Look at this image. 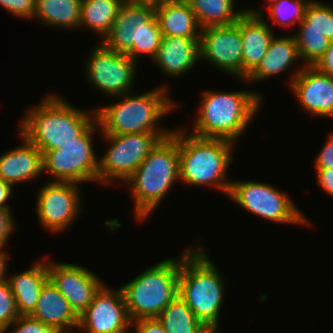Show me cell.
Here are the masks:
<instances>
[{
  "instance_id": "44dd1931",
  "label": "cell",
  "mask_w": 333,
  "mask_h": 333,
  "mask_svg": "<svg viewBox=\"0 0 333 333\" xmlns=\"http://www.w3.org/2000/svg\"><path fill=\"white\" fill-rule=\"evenodd\" d=\"M21 138L23 146L0 156V179L12 186L43 173L42 152L22 135Z\"/></svg>"
},
{
  "instance_id": "83f0119b",
  "label": "cell",
  "mask_w": 333,
  "mask_h": 333,
  "mask_svg": "<svg viewBox=\"0 0 333 333\" xmlns=\"http://www.w3.org/2000/svg\"><path fill=\"white\" fill-rule=\"evenodd\" d=\"M125 0H82L79 27L86 25L104 38Z\"/></svg>"
},
{
  "instance_id": "b9f144b4",
  "label": "cell",
  "mask_w": 333,
  "mask_h": 333,
  "mask_svg": "<svg viewBox=\"0 0 333 333\" xmlns=\"http://www.w3.org/2000/svg\"><path fill=\"white\" fill-rule=\"evenodd\" d=\"M129 2H140V3H152V4H157L159 2H162L163 0H125Z\"/></svg>"
},
{
  "instance_id": "e0dca14e",
  "label": "cell",
  "mask_w": 333,
  "mask_h": 333,
  "mask_svg": "<svg viewBox=\"0 0 333 333\" xmlns=\"http://www.w3.org/2000/svg\"><path fill=\"white\" fill-rule=\"evenodd\" d=\"M290 87L299 103L317 116H333V77L314 66H303L290 79Z\"/></svg>"
},
{
  "instance_id": "74e56055",
  "label": "cell",
  "mask_w": 333,
  "mask_h": 333,
  "mask_svg": "<svg viewBox=\"0 0 333 333\" xmlns=\"http://www.w3.org/2000/svg\"><path fill=\"white\" fill-rule=\"evenodd\" d=\"M314 67L320 72L333 77V41L330 42L325 54L319 59Z\"/></svg>"
},
{
  "instance_id": "9c48e42d",
  "label": "cell",
  "mask_w": 333,
  "mask_h": 333,
  "mask_svg": "<svg viewBox=\"0 0 333 333\" xmlns=\"http://www.w3.org/2000/svg\"><path fill=\"white\" fill-rule=\"evenodd\" d=\"M96 125L97 120L76 141L42 153L43 172L49 173L53 182L98 181L99 160L91 142Z\"/></svg>"
},
{
  "instance_id": "3957f363",
  "label": "cell",
  "mask_w": 333,
  "mask_h": 333,
  "mask_svg": "<svg viewBox=\"0 0 333 333\" xmlns=\"http://www.w3.org/2000/svg\"><path fill=\"white\" fill-rule=\"evenodd\" d=\"M182 256L178 295L207 329L218 333L225 282L202 249L189 248Z\"/></svg>"
},
{
  "instance_id": "6da1fadb",
  "label": "cell",
  "mask_w": 333,
  "mask_h": 333,
  "mask_svg": "<svg viewBox=\"0 0 333 333\" xmlns=\"http://www.w3.org/2000/svg\"><path fill=\"white\" fill-rule=\"evenodd\" d=\"M27 112L20 134L42 153L76 141L96 120V110L80 111L57 95H48Z\"/></svg>"
},
{
  "instance_id": "2e32d148",
  "label": "cell",
  "mask_w": 333,
  "mask_h": 333,
  "mask_svg": "<svg viewBox=\"0 0 333 333\" xmlns=\"http://www.w3.org/2000/svg\"><path fill=\"white\" fill-rule=\"evenodd\" d=\"M48 279L80 316L104 285L87 268L68 263H47Z\"/></svg>"
},
{
  "instance_id": "4fadbf2b",
  "label": "cell",
  "mask_w": 333,
  "mask_h": 333,
  "mask_svg": "<svg viewBox=\"0 0 333 333\" xmlns=\"http://www.w3.org/2000/svg\"><path fill=\"white\" fill-rule=\"evenodd\" d=\"M199 35V58L243 79L240 18L232 25L205 27Z\"/></svg>"
},
{
  "instance_id": "ac0fdd59",
  "label": "cell",
  "mask_w": 333,
  "mask_h": 333,
  "mask_svg": "<svg viewBox=\"0 0 333 333\" xmlns=\"http://www.w3.org/2000/svg\"><path fill=\"white\" fill-rule=\"evenodd\" d=\"M240 17V32L243 46V79L258 66L265 56L271 40L272 29L263 20L260 11L244 10Z\"/></svg>"
},
{
  "instance_id": "8fae6325",
  "label": "cell",
  "mask_w": 333,
  "mask_h": 333,
  "mask_svg": "<svg viewBox=\"0 0 333 333\" xmlns=\"http://www.w3.org/2000/svg\"><path fill=\"white\" fill-rule=\"evenodd\" d=\"M228 196L254 215L276 223L309 224L294 202L272 185L254 181H231Z\"/></svg>"
},
{
  "instance_id": "cb8c5ba5",
  "label": "cell",
  "mask_w": 333,
  "mask_h": 333,
  "mask_svg": "<svg viewBox=\"0 0 333 333\" xmlns=\"http://www.w3.org/2000/svg\"><path fill=\"white\" fill-rule=\"evenodd\" d=\"M300 59L295 36L273 38L265 56L258 66L246 77L248 82L261 81L280 74L289 68L295 60Z\"/></svg>"
},
{
  "instance_id": "7402d4cb",
  "label": "cell",
  "mask_w": 333,
  "mask_h": 333,
  "mask_svg": "<svg viewBox=\"0 0 333 333\" xmlns=\"http://www.w3.org/2000/svg\"><path fill=\"white\" fill-rule=\"evenodd\" d=\"M154 7L162 36L199 38L201 26L187 0H163Z\"/></svg>"
},
{
  "instance_id": "7c38bea8",
  "label": "cell",
  "mask_w": 333,
  "mask_h": 333,
  "mask_svg": "<svg viewBox=\"0 0 333 333\" xmlns=\"http://www.w3.org/2000/svg\"><path fill=\"white\" fill-rule=\"evenodd\" d=\"M86 62L87 80L110 96L130 93L135 79L136 62L123 53L106 48L102 43Z\"/></svg>"
},
{
  "instance_id": "8d00e7d4",
  "label": "cell",
  "mask_w": 333,
  "mask_h": 333,
  "mask_svg": "<svg viewBox=\"0 0 333 333\" xmlns=\"http://www.w3.org/2000/svg\"><path fill=\"white\" fill-rule=\"evenodd\" d=\"M316 168H333V134L329 136V139L321 150L316 159Z\"/></svg>"
},
{
  "instance_id": "ffe728a7",
  "label": "cell",
  "mask_w": 333,
  "mask_h": 333,
  "mask_svg": "<svg viewBox=\"0 0 333 333\" xmlns=\"http://www.w3.org/2000/svg\"><path fill=\"white\" fill-rule=\"evenodd\" d=\"M153 59L166 74L183 75L200 60L199 38L162 36Z\"/></svg>"
},
{
  "instance_id": "f1b7e54d",
  "label": "cell",
  "mask_w": 333,
  "mask_h": 333,
  "mask_svg": "<svg viewBox=\"0 0 333 333\" xmlns=\"http://www.w3.org/2000/svg\"><path fill=\"white\" fill-rule=\"evenodd\" d=\"M300 30H316L333 41V8L324 3L310 1L306 6Z\"/></svg>"
},
{
  "instance_id": "f35d334b",
  "label": "cell",
  "mask_w": 333,
  "mask_h": 333,
  "mask_svg": "<svg viewBox=\"0 0 333 333\" xmlns=\"http://www.w3.org/2000/svg\"><path fill=\"white\" fill-rule=\"evenodd\" d=\"M318 180L317 184L321 186L324 191L333 196V168H316Z\"/></svg>"
},
{
  "instance_id": "d590c367",
  "label": "cell",
  "mask_w": 333,
  "mask_h": 333,
  "mask_svg": "<svg viewBox=\"0 0 333 333\" xmlns=\"http://www.w3.org/2000/svg\"><path fill=\"white\" fill-rule=\"evenodd\" d=\"M136 325L135 333H166L162 324L157 318L139 319L132 321Z\"/></svg>"
},
{
  "instance_id": "4316f807",
  "label": "cell",
  "mask_w": 333,
  "mask_h": 333,
  "mask_svg": "<svg viewBox=\"0 0 333 333\" xmlns=\"http://www.w3.org/2000/svg\"><path fill=\"white\" fill-rule=\"evenodd\" d=\"M196 15L201 29L209 26H228L236 23L244 14L233 12L234 0H187Z\"/></svg>"
},
{
  "instance_id": "30bf717a",
  "label": "cell",
  "mask_w": 333,
  "mask_h": 333,
  "mask_svg": "<svg viewBox=\"0 0 333 333\" xmlns=\"http://www.w3.org/2000/svg\"><path fill=\"white\" fill-rule=\"evenodd\" d=\"M168 135L170 134L104 135L111 147L99 159L98 180L103 184H109L113 179L126 182L157 143Z\"/></svg>"
},
{
  "instance_id": "1f68e13d",
  "label": "cell",
  "mask_w": 333,
  "mask_h": 333,
  "mask_svg": "<svg viewBox=\"0 0 333 333\" xmlns=\"http://www.w3.org/2000/svg\"><path fill=\"white\" fill-rule=\"evenodd\" d=\"M18 316L9 282L7 279L0 280V333H6L8 327Z\"/></svg>"
},
{
  "instance_id": "8992f818",
  "label": "cell",
  "mask_w": 333,
  "mask_h": 333,
  "mask_svg": "<svg viewBox=\"0 0 333 333\" xmlns=\"http://www.w3.org/2000/svg\"><path fill=\"white\" fill-rule=\"evenodd\" d=\"M166 89L161 86L134 97L126 93L120 96L124 97L121 102L95 109L100 131H103V135L171 134L170 130L156 128L161 117L175 106V103L167 98Z\"/></svg>"
},
{
  "instance_id": "5b68a950",
  "label": "cell",
  "mask_w": 333,
  "mask_h": 333,
  "mask_svg": "<svg viewBox=\"0 0 333 333\" xmlns=\"http://www.w3.org/2000/svg\"><path fill=\"white\" fill-rule=\"evenodd\" d=\"M179 130L180 180L191 186L213 185L229 194L227 168L233 162V144L223 139L203 138Z\"/></svg>"
},
{
  "instance_id": "ab89813d",
  "label": "cell",
  "mask_w": 333,
  "mask_h": 333,
  "mask_svg": "<svg viewBox=\"0 0 333 333\" xmlns=\"http://www.w3.org/2000/svg\"><path fill=\"white\" fill-rule=\"evenodd\" d=\"M12 185L4 182L2 179H0V208L10 210L9 206L6 205V202L10 195L12 194Z\"/></svg>"
},
{
  "instance_id": "d6986e66",
  "label": "cell",
  "mask_w": 333,
  "mask_h": 333,
  "mask_svg": "<svg viewBox=\"0 0 333 333\" xmlns=\"http://www.w3.org/2000/svg\"><path fill=\"white\" fill-rule=\"evenodd\" d=\"M30 316L60 333H70L72 328H78L79 323V316L49 279L44 283L37 306Z\"/></svg>"
},
{
  "instance_id": "e575fe53",
  "label": "cell",
  "mask_w": 333,
  "mask_h": 333,
  "mask_svg": "<svg viewBox=\"0 0 333 333\" xmlns=\"http://www.w3.org/2000/svg\"><path fill=\"white\" fill-rule=\"evenodd\" d=\"M12 211L0 208V246H5L14 229Z\"/></svg>"
},
{
  "instance_id": "277c9868",
  "label": "cell",
  "mask_w": 333,
  "mask_h": 333,
  "mask_svg": "<svg viewBox=\"0 0 333 333\" xmlns=\"http://www.w3.org/2000/svg\"><path fill=\"white\" fill-rule=\"evenodd\" d=\"M194 134L235 142L256 114L261 97L255 92L204 91Z\"/></svg>"
},
{
  "instance_id": "4dcf8cb0",
  "label": "cell",
  "mask_w": 333,
  "mask_h": 333,
  "mask_svg": "<svg viewBox=\"0 0 333 333\" xmlns=\"http://www.w3.org/2000/svg\"><path fill=\"white\" fill-rule=\"evenodd\" d=\"M308 3V0H277L269 4L268 12L274 23L288 28L289 25L299 24L304 18Z\"/></svg>"
},
{
  "instance_id": "d4e9b609",
  "label": "cell",
  "mask_w": 333,
  "mask_h": 333,
  "mask_svg": "<svg viewBox=\"0 0 333 333\" xmlns=\"http://www.w3.org/2000/svg\"><path fill=\"white\" fill-rule=\"evenodd\" d=\"M82 0H36L34 18L52 27L76 28Z\"/></svg>"
},
{
  "instance_id": "52a82bcc",
  "label": "cell",
  "mask_w": 333,
  "mask_h": 333,
  "mask_svg": "<svg viewBox=\"0 0 333 333\" xmlns=\"http://www.w3.org/2000/svg\"><path fill=\"white\" fill-rule=\"evenodd\" d=\"M181 259H165L122 286L131 321L157 318L179 291Z\"/></svg>"
},
{
  "instance_id": "5bb4252c",
  "label": "cell",
  "mask_w": 333,
  "mask_h": 333,
  "mask_svg": "<svg viewBox=\"0 0 333 333\" xmlns=\"http://www.w3.org/2000/svg\"><path fill=\"white\" fill-rule=\"evenodd\" d=\"M131 323L122 288L112 291L103 285L79 316L78 329L87 333H126Z\"/></svg>"
},
{
  "instance_id": "ba28073f",
  "label": "cell",
  "mask_w": 333,
  "mask_h": 333,
  "mask_svg": "<svg viewBox=\"0 0 333 333\" xmlns=\"http://www.w3.org/2000/svg\"><path fill=\"white\" fill-rule=\"evenodd\" d=\"M161 39L154 4L124 1L102 44L136 62L139 54L150 55L153 59Z\"/></svg>"
},
{
  "instance_id": "7a4b0ae2",
  "label": "cell",
  "mask_w": 333,
  "mask_h": 333,
  "mask_svg": "<svg viewBox=\"0 0 333 333\" xmlns=\"http://www.w3.org/2000/svg\"><path fill=\"white\" fill-rule=\"evenodd\" d=\"M180 179L179 130L161 139L126 181L130 184L139 220L156 209L173 183Z\"/></svg>"
},
{
  "instance_id": "836d02e7",
  "label": "cell",
  "mask_w": 333,
  "mask_h": 333,
  "mask_svg": "<svg viewBox=\"0 0 333 333\" xmlns=\"http://www.w3.org/2000/svg\"><path fill=\"white\" fill-rule=\"evenodd\" d=\"M36 0H0V5L15 16L34 18Z\"/></svg>"
},
{
  "instance_id": "f546056e",
  "label": "cell",
  "mask_w": 333,
  "mask_h": 333,
  "mask_svg": "<svg viewBox=\"0 0 333 333\" xmlns=\"http://www.w3.org/2000/svg\"><path fill=\"white\" fill-rule=\"evenodd\" d=\"M295 36L300 58L306 60V66H314L325 54L330 40L316 30H299Z\"/></svg>"
},
{
  "instance_id": "d6a6232c",
  "label": "cell",
  "mask_w": 333,
  "mask_h": 333,
  "mask_svg": "<svg viewBox=\"0 0 333 333\" xmlns=\"http://www.w3.org/2000/svg\"><path fill=\"white\" fill-rule=\"evenodd\" d=\"M15 330L11 333H60L54 327L46 325L30 315H19L11 324Z\"/></svg>"
},
{
  "instance_id": "60d3db41",
  "label": "cell",
  "mask_w": 333,
  "mask_h": 333,
  "mask_svg": "<svg viewBox=\"0 0 333 333\" xmlns=\"http://www.w3.org/2000/svg\"><path fill=\"white\" fill-rule=\"evenodd\" d=\"M1 248H3V246H0V280H4V279H7V278H4V274L6 272V266H7V261H6L7 254H5V252H3L1 250Z\"/></svg>"
},
{
  "instance_id": "603a6c76",
  "label": "cell",
  "mask_w": 333,
  "mask_h": 333,
  "mask_svg": "<svg viewBox=\"0 0 333 333\" xmlns=\"http://www.w3.org/2000/svg\"><path fill=\"white\" fill-rule=\"evenodd\" d=\"M48 280L47 262H38L33 267L7 279L15 298L19 315H31L35 310L40 291Z\"/></svg>"
},
{
  "instance_id": "9a60e30c",
  "label": "cell",
  "mask_w": 333,
  "mask_h": 333,
  "mask_svg": "<svg viewBox=\"0 0 333 333\" xmlns=\"http://www.w3.org/2000/svg\"><path fill=\"white\" fill-rule=\"evenodd\" d=\"M37 195V214L44 227L53 232L65 230L78 216V184L49 181Z\"/></svg>"
},
{
  "instance_id": "484cf974",
  "label": "cell",
  "mask_w": 333,
  "mask_h": 333,
  "mask_svg": "<svg viewBox=\"0 0 333 333\" xmlns=\"http://www.w3.org/2000/svg\"><path fill=\"white\" fill-rule=\"evenodd\" d=\"M166 333H212L178 295L157 317Z\"/></svg>"
}]
</instances>
